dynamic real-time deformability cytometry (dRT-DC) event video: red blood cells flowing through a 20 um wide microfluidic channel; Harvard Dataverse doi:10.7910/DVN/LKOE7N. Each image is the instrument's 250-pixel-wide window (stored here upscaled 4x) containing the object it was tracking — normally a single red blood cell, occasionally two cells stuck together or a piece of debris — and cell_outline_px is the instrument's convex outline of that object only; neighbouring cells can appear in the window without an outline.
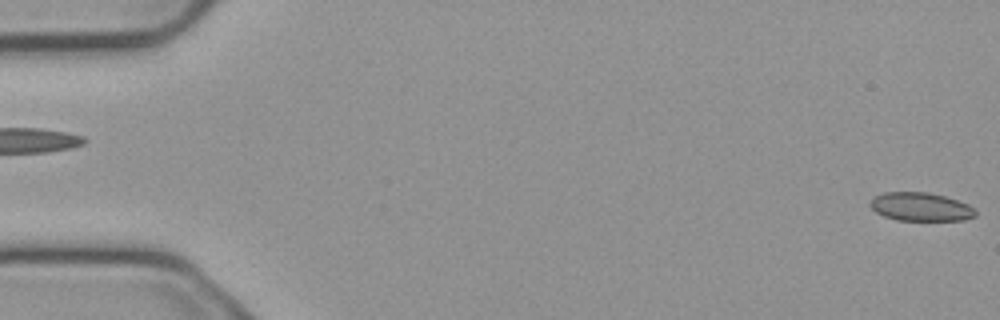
{"species": "common noctule bat (a hibernating species)", "species_latin": "Nyctalus noctula", "temperature_condition": "cold", "stored_images_in_passage": 3, "segment_of_instrument_passage": [2, 2], "camera_frame_rate_fps": 3000, "um_per_image_px": 0.085, "animal": {"sex": "male", "body_mass_g": 23.1, "forearm_length_mm": 52.7}, "frame": {"image": 1, "passage_image": 3, "time_ms": 0.667, "image_size_px": [1000, 320], "cell_outline_px": [[976, 216], [964, 220], [896, 220], [884, 216], [876, 212], [868, 204], [876, 196], [884, 192], [928, 192], [944, 196], [968, 204], [976, 208]], "centroid_in_image_um": [78.28, 17.58], "position_along_channel_um": 6.7, "area_um2": 17.46}}